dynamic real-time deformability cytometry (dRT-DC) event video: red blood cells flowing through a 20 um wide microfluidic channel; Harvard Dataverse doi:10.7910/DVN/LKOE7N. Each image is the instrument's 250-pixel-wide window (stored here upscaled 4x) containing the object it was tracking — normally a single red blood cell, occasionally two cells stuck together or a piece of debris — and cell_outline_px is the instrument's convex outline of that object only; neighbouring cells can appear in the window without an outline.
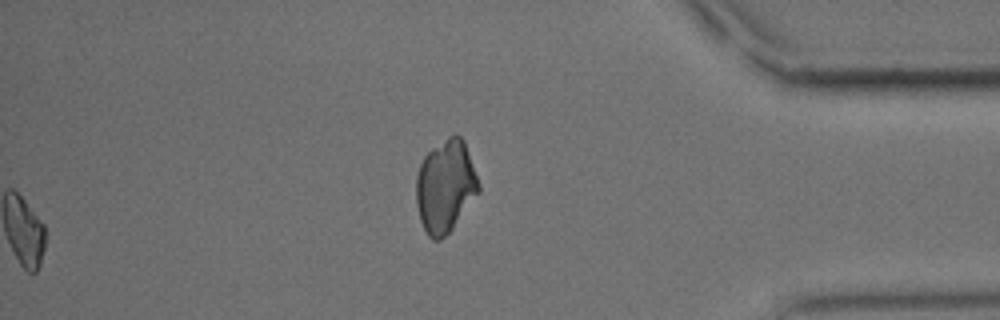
{"species": "common noctule bat (a hibernating species)", "species_latin": "Nyctalus noctula", "temperature_condition": "cold", "stored_images_in_passage": 60, "segment_of_instrument_passage": [2, 2], "camera_frame_rate_fps": 3000, "um_per_image_px": 0.085, "animal": {"sex": "male", "body_mass_g": 15.6}, "frame": {"image": 1, "passage_image": 60, "time_ms": 19.667, "image_size_px": [1000, 320], "cell_outline_px": [[480, 192], [452, 228], [440, 240], [432, 240], [428, 236], [420, 220], [416, 204], [416, 176], [420, 164], [424, 156], [432, 148], [448, 136], [456, 132], [464, 140], [480, 184]], "centroid_in_image_um": [37.86, 15.81], "position_along_channel_um": 397.3, "area_um2": 33.76}}